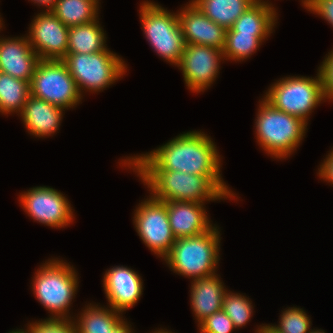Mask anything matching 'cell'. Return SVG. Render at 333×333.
<instances>
[{"mask_svg": "<svg viewBox=\"0 0 333 333\" xmlns=\"http://www.w3.org/2000/svg\"><path fill=\"white\" fill-rule=\"evenodd\" d=\"M211 136L200 131L183 132L165 144L140 155L121 158V167L132 171H181L191 175L221 176V160Z\"/></svg>", "mask_w": 333, "mask_h": 333, "instance_id": "cell-1", "label": "cell"}, {"mask_svg": "<svg viewBox=\"0 0 333 333\" xmlns=\"http://www.w3.org/2000/svg\"><path fill=\"white\" fill-rule=\"evenodd\" d=\"M160 201H191L198 203L237 200L222 176L191 175L181 171H133ZM236 197V198H235Z\"/></svg>", "mask_w": 333, "mask_h": 333, "instance_id": "cell-2", "label": "cell"}, {"mask_svg": "<svg viewBox=\"0 0 333 333\" xmlns=\"http://www.w3.org/2000/svg\"><path fill=\"white\" fill-rule=\"evenodd\" d=\"M258 103L254 120L257 144L273 159L290 157L302 143L308 123L274 108L263 97Z\"/></svg>", "mask_w": 333, "mask_h": 333, "instance_id": "cell-3", "label": "cell"}, {"mask_svg": "<svg viewBox=\"0 0 333 333\" xmlns=\"http://www.w3.org/2000/svg\"><path fill=\"white\" fill-rule=\"evenodd\" d=\"M78 278L77 270L66 260L52 258L40 264L31 287L36 299L49 311L48 318H74L69 310L78 291Z\"/></svg>", "mask_w": 333, "mask_h": 333, "instance_id": "cell-4", "label": "cell"}, {"mask_svg": "<svg viewBox=\"0 0 333 333\" xmlns=\"http://www.w3.org/2000/svg\"><path fill=\"white\" fill-rule=\"evenodd\" d=\"M219 229L215 224L203 234L176 239L163 261L173 273L191 280L217 273L222 239Z\"/></svg>", "mask_w": 333, "mask_h": 333, "instance_id": "cell-5", "label": "cell"}, {"mask_svg": "<svg viewBox=\"0 0 333 333\" xmlns=\"http://www.w3.org/2000/svg\"><path fill=\"white\" fill-rule=\"evenodd\" d=\"M109 49L92 54H67L62 59L82 97L84 91L102 92L127 73L124 59Z\"/></svg>", "mask_w": 333, "mask_h": 333, "instance_id": "cell-6", "label": "cell"}, {"mask_svg": "<svg viewBox=\"0 0 333 333\" xmlns=\"http://www.w3.org/2000/svg\"><path fill=\"white\" fill-rule=\"evenodd\" d=\"M139 16L151 48L170 65L177 66L185 46L177 13L146 0L140 3Z\"/></svg>", "mask_w": 333, "mask_h": 333, "instance_id": "cell-7", "label": "cell"}, {"mask_svg": "<svg viewBox=\"0 0 333 333\" xmlns=\"http://www.w3.org/2000/svg\"><path fill=\"white\" fill-rule=\"evenodd\" d=\"M317 71L315 77L289 75L280 78L262 97L274 108L308 123L315 108L325 102L322 76L320 70Z\"/></svg>", "mask_w": 333, "mask_h": 333, "instance_id": "cell-8", "label": "cell"}, {"mask_svg": "<svg viewBox=\"0 0 333 333\" xmlns=\"http://www.w3.org/2000/svg\"><path fill=\"white\" fill-rule=\"evenodd\" d=\"M30 95L64 110L82 103L75 80L62 60H40L30 82Z\"/></svg>", "mask_w": 333, "mask_h": 333, "instance_id": "cell-9", "label": "cell"}, {"mask_svg": "<svg viewBox=\"0 0 333 333\" xmlns=\"http://www.w3.org/2000/svg\"><path fill=\"white\" fill-rule=\"evenodd\" d=\"M133 225L148 249L164 259L176 241L172 233L166 202L151 195L134 209Z\"/></svg>", "mask_w": 333, "mask_h": 333, "instance_id": "cell-10", "label": "cell"}, {"mask_svg": "<svg viewBox=\"0 0 333 333\" xmlns=\"http://www.w3.org/2000/svg\"><path fill=\"white\" fill-rule=\"evenodd\" d=\"M49 186H35L19 195V204L31 219L50 228H65L75 219L66 195Z\"/></svg>", "mask_w": 333, "mask_h": 333, "instance_id": "cell-11", "label": "cell"}, {"mask_svg": "<svg viewBox=\"0 0 333 333\" xmlns=\"http://www.w3.org/2000/svg\"><path fill=\"white\" fill-rule=\"evenodd\" d=\"M223 51L210 46L185 44L179 64L185 86L193 93L205 92L220 74Z\"/></svg>", "mask_w": 333, "mask_h": 333, "instance_id": "cell-12", "label": "cell"}, {"mask_svg": "<svg viewBox=\"0 0 333 333\" xmlns=\"http://www.w3.org/2000/svg\"><path fill=\"white\" fill-rule=\"evenodd\" d=\"M27 37L40 60H62L68 52L69 27L51 11H41L29 24Z\"/></svg>", "mask_w": 333, "mask_h": 333, "instance_id": "cell-13", "label": "cell"}, {"mask_svg": "<svg viewBox=\"0 0 333 333\" xmlns=\"http://www.w3.org/2000/svg\"><path fill=\"white\" fill-rule=\"evenodd\" d=\"M102 280L107 306L120 313L134 307L143 294L141 276L127 266H112L105 271Z\"/></svg>", "mask_w": 333, "mask_h": 333, "instance_id": "cell-14", "label": "cell"}, {"mask_svg": "<svg viewBox=\"0 0 333 333\" xmlns=\"http://www.w3.org/2000/svg\"><path fill=\"white\" fill-rule=\"evenodd\" d=\"M182 7L177 15L185 44L205 45L223 51L226 29L209 19L191 0Z\"/></svg>", "mask_w": 333, "mask_h": 333, "instance_id": "cell-15", "label": "cell"}, {"mask_svg": "<svg viewBox=\"0 0 333 333\" xmlns=\"http://www.w3.org/2000/svg\"><path fill=\"white\" fill-rule=\"evenodd\" d=\"M39 61L27 34L20 37L0 36V72L30 83Z\"/></svg>", "mask_w": 333, "mask_h": 333, "instance_id": "cell-16", "label": "cell"}, {"mask_svg": "<svg viewBox=\"0 0 333 333\" xmlns=\"http://www.w3.org/2000/svg\"><path fill=\"white\" fill-rule=\"evenodd\" d=\"M166 205L170 227L176 239L203 234L215 225L207 214L205 203L169 201Z\"/></svg>", "mask_w": 333, "mask_h": 333, "instance_id": "cell-17", "label": "cell"}, {"mask_svg": "<svg viewBox=\"0 0 333 333\" xmlns=\"http://www.w3.org/2000/svg\"><path fill=\"white\" fill-rule=\"evenodd\" d=\"M63 113L64 109L30 95L18 116L31 136L47 138L59 130Z\"/></svg>", "mask_w": 333, "mask_h": 333, "instance_id": "cell-18", "label": "cell"}, {"mask_svg": "<svg viewBox=\"0 0 333 333\" xmlns=\"http://www.w3.org/2000/svg\"><path fill=\"white\" fill-rule=\"evenodd\" d=\"M221 279L217 273L192 279L190 305L197 326L209 315L222 310L223 297L228 289Z\"/></svg>", "mask_w": 333, "mask_h": 333, "instance_id": "cell-19", "label": "cell"}, {"mask_svg": "<svg viewBox=\"0 0 333 333\" xmlns=\"http://www.w3.org/2000/svg\"><path fill=\"white\" fill-rule=\"evenodd\" d=\"M278 12L269 0H256L234 22L226 32H240L246 34H271L276 27Z\"/></svg>", "mask_w": 333, "mask_h": 333, "instance_id": "cell-20", "label": "cell"}, {"mask_svg": "<svg viewBox=\"0 0 333 333\" xmlns=\"http://www.w3.org/2000/svg\"><path fill=\"white\" fill-rule=\"evenodd\" d=\"M94 304L85 305L80 313L72 319L77 333H111L124 319L123 313L109 306Z\"/></svg>", "mask_w": 333, "mask_h": 333, "instance_id": "cell-21", "label": "cell"}, {"mask_svg": "<svg viewBox=\"0 0 333 333\" xmlns=\"http://www.w3.org/2000/svg\"><path fill=\"white\" fill-rule=\"evenodd\" d=\"M99 20L69 27L67 54H92L108 47L106 33Z\"/></svg>", "mask_w": 333, "mask_h": 333, "instance_id": "cell-22", "label": "cell"}, {"mask_svg": "<svg viewBox=\"0 0 333 333\" xmlns=\"http://www.w3.org/2000/svg\"><path fill=\"white\" fill-rule=\"evenodd\" d=\"M209 19L230 29L256 0H191ZM264 1V0H258Z\"/></svg>", "mask_w": 333, "mask_h": 333, "instance_id": "cell-23", "label": "cell"}, {"mask_svg": "<svg viewBox=\"0 0 333 333\" xmlns=\"http://www.w3.org/2000/svg\"><path fill=\"white\" fill-rule=\"evenodd\" d=\"M30 96V83L0 72V114L19 115Z\"/></svg>", "mask_w": 333, "mask_h": 333, "instance_id": "cell-24", "label": "cell"}, {"mask_svg": "<svg viewBox=\"0 0 333 333\" xmlns=\"http://www.w3.org/2000/svg\"><path fill=\"white\" fill-rule=\"evenodd\" d=\"M99 6L90 0H57L51 12L71 27L83 25L99 18Z\"/></svg>", "mask_w": 333, "mask_h": 333, "instance_id": "cell-25", "label": "cell"}, {"mask_svg": "<svg viewBox=\"0 0 333 333\" xmlns=\"http://www.w3.org/2000/svg\"><path fill=\"white\" fill-rule=\"evenodd\" d=\"M271 34H246L240 32H226L223 56L225 61H245L259 50L262 43Z\"/></svg>", "mask_w": 333, "mask_h": 333, "instance_id": "cell-26", "label": "cell"}, {"mask_svg": "<svg viewBox=\"0 0 333 333\" xmlns=\"http://www.w3.org/2000/svg\"><path fill=\"white\" fill-rule=\"evenodd\" d=\"M222 310L232 320L235 328H243L254 315V307L249 297L243 293L227 290L223 297Z\"/></svg>", "mask_w": 333, "mask_h": 333, "instance_id": "cell-27", "label": "cell"}, {"mask_svg": "<svg viewBox=\"0 0 333 333\" xmlns=\"http://www.w3.org/2000/svg\"><path fill=\"white\" fill-rule=\"evenodd\" d=\"M278 325L269 324L277 333H309L312 321L300 307H287L281 310Z\"/></svg>", "mask_w": 333, "mask_h": 333, "instance_id": "cell-28", "label": "cell"}, {"mask_svg": "<svg viewBox=\"0 0 333 333\" xmlns=\"http://www.w3.org/2000/svg\"><path fill=\"white\" fill-rule=\"evenodd\" d=\"M26 325L29 333H77L72 319L44 318Z\"/></svg>", "mask_w": 333, "mask_h": 333, "instance_id": "cell-29", "label": "cell"}, {"mask_svg": "<svg viewBox=\"0 0 333 333\" xmlns=\"http://www.w3.org/2000/svg\"><path fill=\"white\" fill-rule=\"evenodd\" d=\"M197 327L199 333H232L236 330L232 320L223 310L209 315Z\"/></svg>", "mask_w": 333, "mask_h": 333, "instance_id": "cell-30", "label": "cell"}, {"mask_svg": "<svg viewBox=\"0 0 333 333\" xmlns=\"http://www.w3.org/2000/svg\"><path fill=\"white\" fill-rule=\"evenodd\" d=\"M324 60L320 63V70L323 81V96L325 102L333 101V49L325 55Z\"/></svg>", "mask_w": 333, "mask_h": 333, "instance_id": "cell-31", "label": "cell"}, {"mask_svg": "<svg viewBox=\"0 0 333 333\" xmlns=\"http://www.w3.org/2000/svg\"><path fill=\"white\" fill-rule=\"evenodd\" d=\"M304 8L320 16L333 28V0H307Z\"/></svg>", "mask_w": 333, "mask_h": 333, "instance_id": "cell-32", "label": "cell"}, {"mask_svg": "<svg viewBox=\"0 0 333 333\" xmlns=\"http://www.w3.org/2000/svg\"><path fill=\"white\" fill-rule=\"evenodd\" d=\"M331 149L332 150L330 152L328 151V155H326L323 162L319 165L317 176L319 175L320 180L333 185V147Z\"/></svg>", "mask_w": 333, "mask_h": 333, "instance_id": "cell-33", "label": "cell"}, {"mask_svg": "<svg viewBox=\"0 0 333 333\" xmlns=\"http://www.w3.org/2000/svg\"><path fill=\"white\" fill-rule=\"evenodd\" d=\"M136 331L132 328V325L127 322V319H123L111 333H135Z\"/></svg>", "mask_w": 333, "mask_h": 333, "instance_id": "cell-34", "label": "cell"}, {"mask_svg": "<svg viewBox=\"0 0 333 333\" xmlns=\"http://www.w3.org/2000/svg\"><path fill=\"white\" fill-rule=\"evenodd\" d=\"M33 2V4H37L39 7L41 6V11H51L56 3L57 0H29ZM44 6V7H43Z\"/></svg>", "mask_w": 333, "mask_h": 333, "instance_id": "cell-35", "label": "cell"}, {"mask_svg": "<svg viewBox=\"0 0 333 333\" xmlns=\"http://www.w3.org/2000/svg\"><path fill=\"white\" fill-rule=\"evenodd\" d=\"M263 333H277L269 324H265Z\"/></svg>", "mask_w": 333, "mask_h": 333, "instance_id": "cell-36", "label": "cell"}, {"mask_svg": "<svg viewBox=\"0 0 333 333\" xmlns=\"http://www.w3.org/2000/svg\"><path fill=\"white\" fill-rule=\"evenodd\" d=\"M150 333H175L172 332L171 330H167V328H160V329H155L154 331Z\"/></svg>", "mask_w": 333, "mask_h": 333, "instance_id": "cell-37", "label": "cell"}, {"mask_svg": "<svg viewBox=\"0 0 333 333\" xmlns=\"http://www.w3.org/2000/svg\"><path fill=\"white\" fill-rule=\"evenodd\" d=\"M8 333H29V330L26 328H24V329H14V330H10Z\"/></svg>", "mask_w": 333, "mask_h": 333, "instance_id": "cell-38", "label": "cell"}, {"mask_svg": "<svg viewBox=\"0 0 333 333\" xmlns=\"http://www.w3.org/2000/svg\"><path fill=\"white\" fill-rule=\"evenodd\" d=\"M265 323L260 326H256L257 328L255 329V333H263V329H264Z\"/></svg>", "mask_w": 333, "mask_h": 333, "instance_id": "cell-39", "label": "cell"}, {"mask_svg": "<svg viewBox=\"0 0 333 333\" xmlns=\"http://www.w3.org/2000/svg\"><path fill=\"white\" fill-rule=\"evenodd\" d=\"M309 333H325V330H322L321 328L320 329L311 328Z\"/></svg>", "mask_w": 333, "mask_h": 333, "instance_id": "cell-40", "label": "cell"}, {"mask_svg": "<svg viewBox=\"0 0 333 333\" xmlns=\"http://www.w3.org/2000/svg\"><path fill=\"white\" fill-rule=\"evenodd\" d=\"M306 2H307V0H301V4L303 7L305 6Z\"/></svg>", "mask_w": 333, "mask_h": 333, "instance_id": "cell-41", "label": "cell"}, {"mask_svg": "<svg viewBox=\"0 0 333 333\" xmlns=\"http://www.w3.org/2000/svg\"><path fill=\"white\" fill-rule=\"evenodd\" d=\"M90 1H93V2H95L98 6H100V3H99L100 0H90Z\"/></svg>", "mask_w": 333, "mask_h": 333, "instance_id": "cell-42", "label": "cell"}, {"mask_svg": "<svg viewBox=\"0 0 333 333\" xmlns=\"http://www.w3.org/2000/svg\"><path fill=\"white\" fill-rule=\"evenodd\" d=\"M4 26L3 22H0V28H2Z\"/></svg>", "mask_w": 333, "mask_h": 333, "instance_id": "cell-43", "label": "cell"}, {"mask_svg": "<svg viewBox=\"0 0 333 333\" xmlns=\"http://www.w3.org/2000/svg\"><path fill=\"white\" fill-rule=\"evenodd\" d=\"M0 22H4V21H3V18L1 17V15H0Z\"/></svg>", "mask_w": 333, "mask_h": 333, "instance_id": "cell-44", "label": "cell"}]
</instances>
